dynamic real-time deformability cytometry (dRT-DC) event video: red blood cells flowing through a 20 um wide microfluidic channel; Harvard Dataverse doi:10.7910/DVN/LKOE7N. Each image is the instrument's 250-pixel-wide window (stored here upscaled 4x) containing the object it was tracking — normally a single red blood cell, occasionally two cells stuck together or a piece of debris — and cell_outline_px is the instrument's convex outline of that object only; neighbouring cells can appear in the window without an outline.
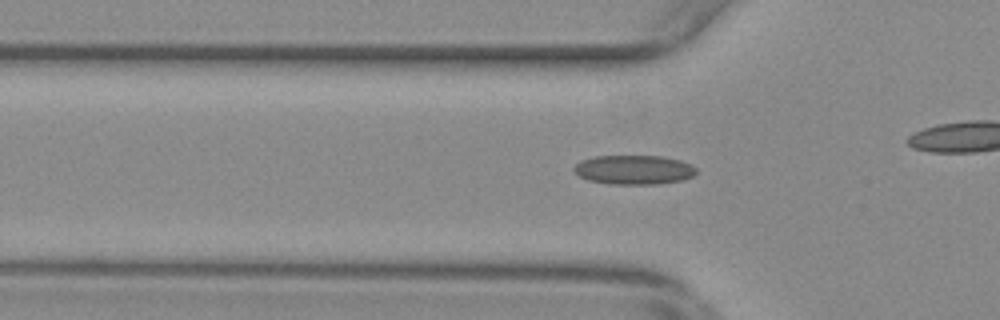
{"species": "common noctule bat (a hibernating species)", "species_latin": "Nyctalus noctula", "temperature_condition": "warm", "stored_images_in_passage": 44, "camera_frame_rate_fps": 3000, "um_per_image_px": 0.085, "animal": {"sex": "female", "body_mass_g": 29.2, "forearm_length_mm": 56.3}, "frame": {"image": 1, "passage_image": 18, "time_ms": 5.667, "image_size_px": [1000, 320], "cell_outline_px": [[696, 172], [692, 176], [684, 180], [656, 184], [612, 184], [588, 180], [580, 176], [572, 168], [580, 160], [596, 156], [660, 156], [680, 160], [692, 164], [696, 168]], "centroid_in_image_um": [53.89, 14.43], "position_along_channel_um": 71.9, "area_um2": 20.87}}
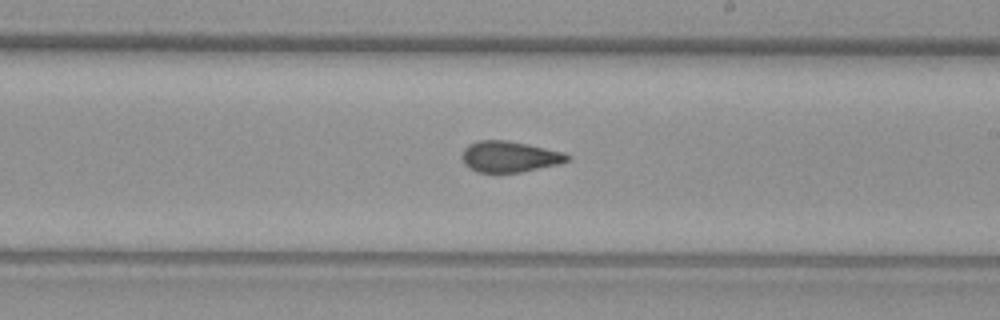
{"frame": {"image": 2, "passage_image": 32, "time_ms": 10.333, "image_size_px": [1000, 320], "cell_outline_px": [[572, 156], [568, 160], [560, 164], [520, 172], [476, 172], [468, 168], [464, 164], [460, 156], [464, 148], [468, 144], [476, 140], [508, 140], [528, 144], [564, 152]], "centroid_in_image_um": [43.28, 13.31], "position_along_channel_um": 245.7, "area_um2": 19.31}}
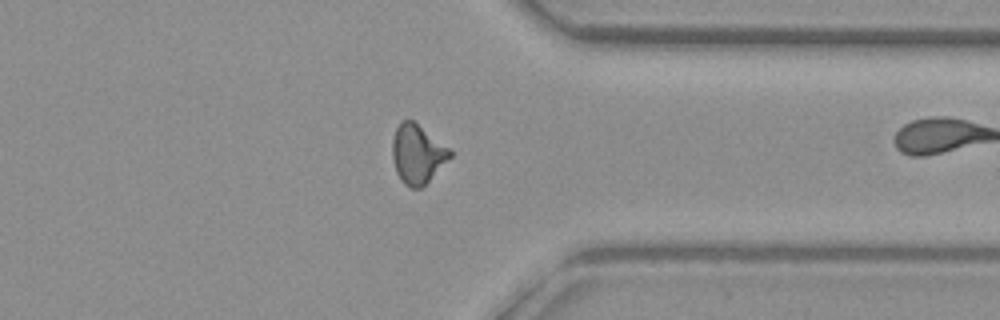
{"frame": {"image": 3, "passage_image": 43, "time_ms": 14.0, "image_size_px": [1000, 320], "cell_outline_px": [[452, 156], [420, 188], [412, 188], [404, 184], [400, 180], [396, 172], [392, 160], [392, 140], [396, 128], [404, 120], [412, 120], [452, 148]], "centroid_in_image_um": [35.48, 13.08], "position_along_channel_um": 375.9, "area_um2": 19.83}}